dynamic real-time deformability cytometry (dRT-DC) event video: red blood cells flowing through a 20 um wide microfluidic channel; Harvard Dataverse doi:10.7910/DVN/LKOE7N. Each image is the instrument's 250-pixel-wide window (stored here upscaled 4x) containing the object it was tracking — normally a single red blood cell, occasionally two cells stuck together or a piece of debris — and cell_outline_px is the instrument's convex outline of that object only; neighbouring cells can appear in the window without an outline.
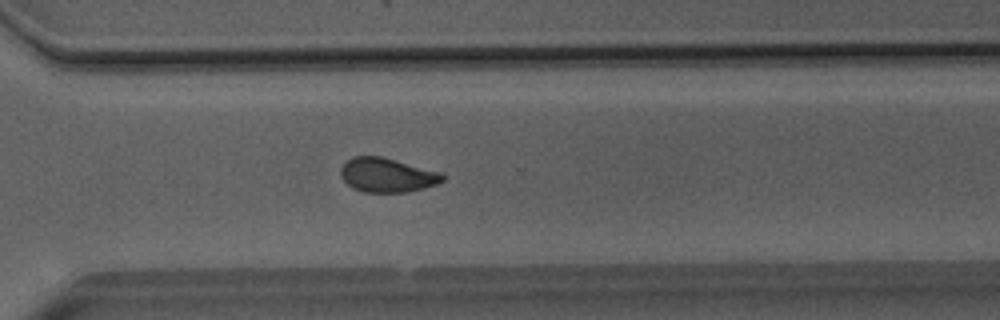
{"species": "Egyptian fruit bat (a non-hibernating species)", "species_latin": "Rousettus aegyptiacus", "temperature_condition": "room temperature", "stored_images_in_passage": 50, "camera_frame_rate_fps": 3000, "um_per_image_px": 0.085, "animal": {"sex": "male"}, "frame": {"image": 1, "passage_image": 36, "time_ms": 11.667, "image_size_px": [1000, 320], "cell_outline_px": [[444, 180], [436, 184], [424, 188], [404, 192], [364, 192], [352, 188], [344, 180], [340, 172], [340, 168], [352, 156], [384, 156], [440, 172], [444, 176]], "centroid_in_image_um": [32.9, 14.87], "position_along_channel_um": 337.7, "area_um2": 20.29}}
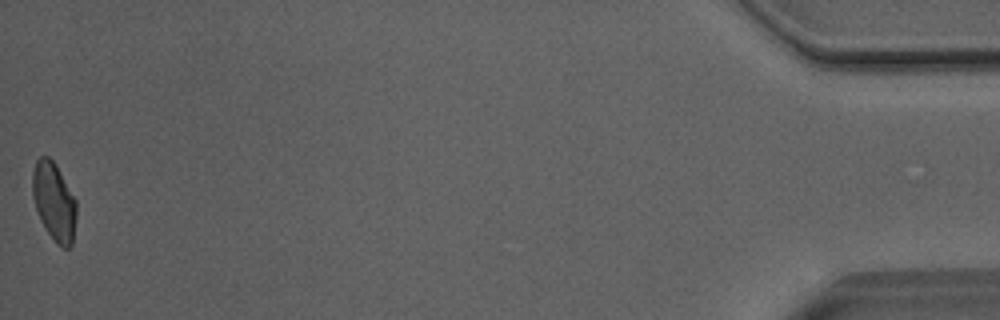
{"frame": {"image": 2, "passage_image": 50, "time_ms": 16.333, "image_size_px": [1000, 320], "cell_outline_px": [[76, 216], [72, 244], [68, 248], [64, 248], [56, 244], [40, 220], [32, 196], [32, 172], [36, 160], [40, 156], [48, 156], [56, 164], [76, 200]], "centroid_in_image_um": [4.58, 17.12], "position_along_channel_um": 430.6, "area_um2": 20.06}, "authors_computed_cell_mechanics": {"area_um2": 21.0103, "velocity_mm_per_s": 4.0663, "shape_relaxation_time_tau1_ms": 7.1103, "shape_relaxation_time_tau2_ms": 2.0417, "deformation_change_tau1": 0.1533, "deformation_change_tau2": 0.0835}}